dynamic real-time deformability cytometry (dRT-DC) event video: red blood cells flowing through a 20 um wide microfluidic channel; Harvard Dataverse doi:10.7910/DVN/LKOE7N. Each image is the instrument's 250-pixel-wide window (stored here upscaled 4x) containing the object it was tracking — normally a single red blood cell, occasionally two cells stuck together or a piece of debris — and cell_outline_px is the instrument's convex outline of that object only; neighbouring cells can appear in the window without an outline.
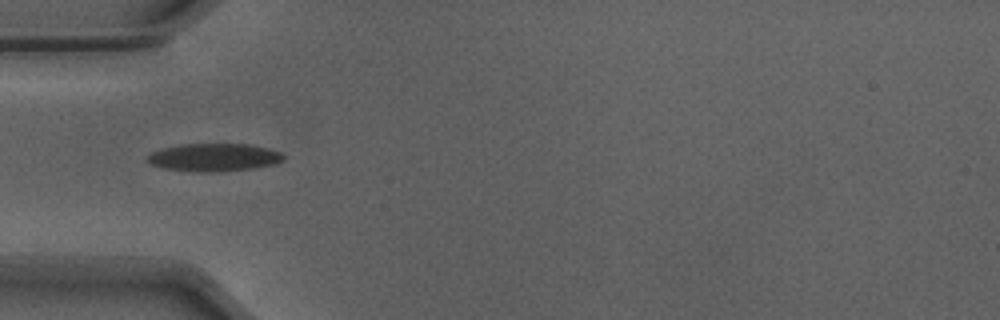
{"species": "Egyptian fruit bat (a non-hibernating species)", "species_latin": "Rousettus aegyptiacus", "temperature_condition": "warm", "stored_images_in_passage": 4, "camera_frame_rate_fps": 3000, "um_per_image_px": 0.085, "animal": {"sex": "male"}, "frame": {"image": 1, "passage_image": 1, "time_ms": 0.0, "image_size_px": [1000, 320], "cell_outline_px": [[284, 160], [276, 164], [252, 168], [220, 172], [196, 172], [164, 168], [148, 164], [144, 160], [152, 152], [164, 148], [184, 144], [252, 144], [268, 148], [280, 152], [284, 156]], "centroid_in_image_um": [18.19, 13.38], "position_along_channel_um": 66.8, "area_um2": 22.25}}